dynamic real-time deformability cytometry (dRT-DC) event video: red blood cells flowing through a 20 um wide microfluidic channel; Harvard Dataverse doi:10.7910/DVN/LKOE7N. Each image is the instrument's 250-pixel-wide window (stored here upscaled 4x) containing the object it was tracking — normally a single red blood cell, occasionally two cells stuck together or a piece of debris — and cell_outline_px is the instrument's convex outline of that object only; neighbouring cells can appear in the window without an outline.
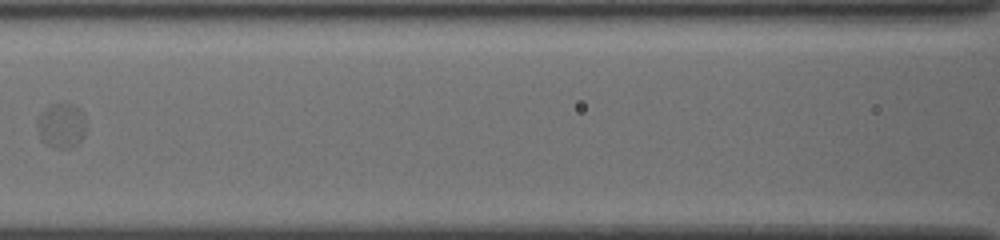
{"species": "common noctule bat (a hibernating species)", "species_latin": "Nyctalus noctula", "temperature_condition": "cold", "stored_images_in_passage": 10, "camera_frame_rate_fps": 3000, "um_per_image_px": 0.085, "animal": {"sex": "female", "body_mass_g": 19.5, "forearm_length_mm": 54.1}, "frame": {"image": 1, "passage_image": 7, "time_ms": 5.0, "image_size_px": [1000, 240], "cell_outline_px": [[84, 132], [76, 144], [68, 148], [56, 148], [48, 144], [44, 140], [40, 132], [40, 112], [44, 108], [52, 104], [72, 104], [80, 108], [84, 116]], "centroid_in_image_um": [5.25, 10.63], "position_along_channel_um": 161.3, "area_um2": 12.02}}
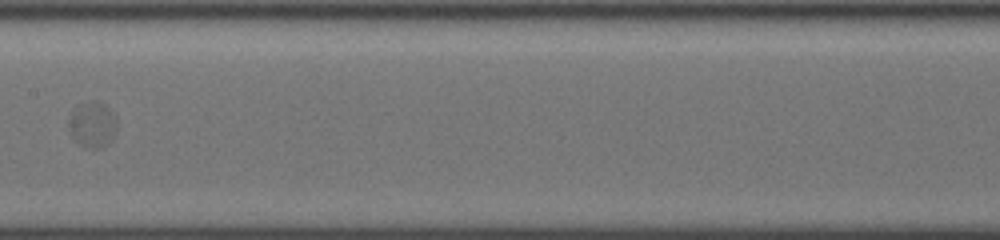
{"frame": {"image": 2, "passage_image": 8, "time_ms": 6.0, "image_size_px": [1000, 240], "cell_outline_px": [[116, 128], [112, 140], [104, 148], [92, 148], [80, 144], [76, 140], [68, 128], [72, 112], [80, 104], [92, 100], [104, 104], [116, 116]], "centroid_in_image_um": [7.9, 10.59], "position_along_channel_um": 199.5, "area_um2": 12.6}}
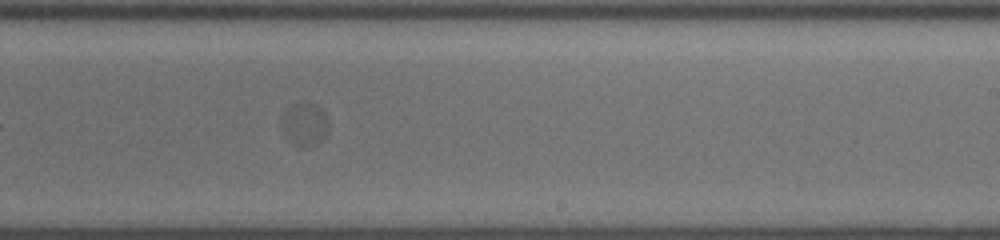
{"frame": {"image": 3, "passage_image": 10, "time_ms": 7.667, "image_size_px": [1000, 240], "cell_outline_px": [[328, 124], [324, 140], [312, 148], [300, 148], [292, 144], [284, 132], [284, 112], [292, 104], [300, 100], [304, 100], [316, 104], [328, 116]], "centroid_in_image_um": [25.95, 10.57], "position_along_channel_um": 263.0, "area_um2": 12.14}}